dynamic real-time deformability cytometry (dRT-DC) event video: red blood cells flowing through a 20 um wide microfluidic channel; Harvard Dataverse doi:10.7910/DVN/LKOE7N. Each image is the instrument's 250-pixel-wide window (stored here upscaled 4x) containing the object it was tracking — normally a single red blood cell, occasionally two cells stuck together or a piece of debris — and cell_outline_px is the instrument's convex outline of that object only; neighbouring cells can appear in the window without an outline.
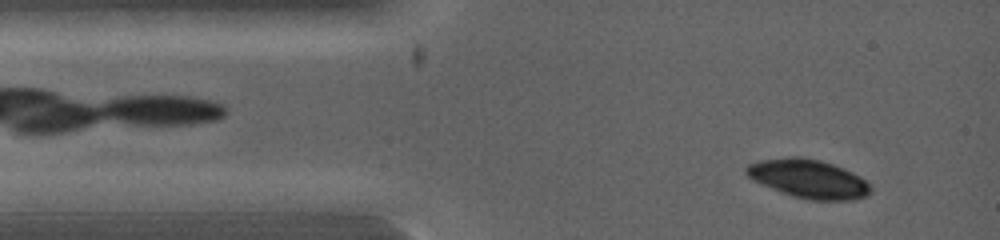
{"species": "common noctule bat (a hibernating species)", "species_latin": "Nyctalus noctula", "temperature_condition": "warm", "stored_images_in_passage": 6, "camera_frame_rate_fps": 5000, "um_per_image_px": 0.085, "animal": {"sex": "female", "body_mass_g": 19.0, "forearm_length_mm": 53.3}, "frame": {"image": 1, "passage_image": 2, "time_ms": 0.4, "image_size_px": [1000, 240], "cell_outline_px": [[872, 192], [868, 196], [852, 200], [812, 200], [792, 196], [764, 184], [748, 176], [744, 172], [744, 168], [748, 164], [760, 160], [788, 156], [800, 156], [820, 160], [844, 168], [860, 176], [872, 188]], "centroid_in_image_um": [68.75, 15.18], "position_along_channel_um": 16.2, "area_um2": 27.92}}